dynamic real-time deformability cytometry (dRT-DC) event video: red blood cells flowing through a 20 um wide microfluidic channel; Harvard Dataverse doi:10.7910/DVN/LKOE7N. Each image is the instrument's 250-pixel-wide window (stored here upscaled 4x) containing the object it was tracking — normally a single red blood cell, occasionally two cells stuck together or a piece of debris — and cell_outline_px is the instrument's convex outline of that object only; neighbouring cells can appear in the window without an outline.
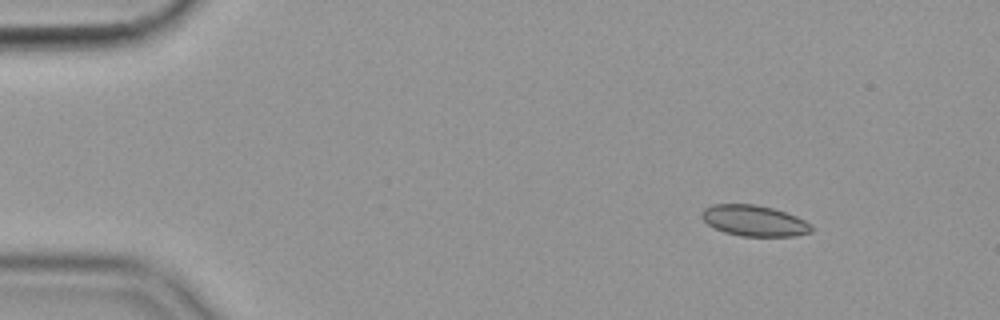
{"species": "common noctule bat (a hibernating species)", "species_latin": "Nyctalus noctula", "temperature_condition": "cold", "stored_images_in_passage": 50, "camera_frame_rate_fps": 3000, "um_per_image_px": 0.085, "animal": {"sex": "female", "body_mass_g": 19.9}, "frame": {"image": 1, "passage_image": 1, "time_ms": 0.0, "image_size_px": [1000, 320], "cell_outline_px": [[812, 232], [796, 236], [740, 236], [724, 232], [708, 224], [700, 216], [700, 212], [704, 208], [712, 204], [756, 204], [772, 208], [796, 216], [812, 224]], "centroid_in_image_um": [64.1, 18.76], "position_along_channel_um": 20.9, "area_um2": 19.83}}
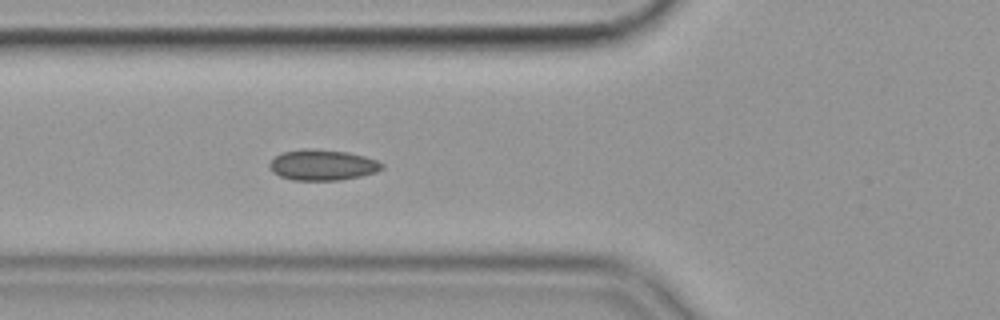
{"frame": {"image": 2, "passage_image": 15, "time_ms": 4.667, "image_size_px": [1000, 320], "cell_outline_px": [[384, 168], [376, 172], [360, 176], [340, 180], [292, 180], [280, 176], [272, 172], [268, 164], [276, 156], [284, 152], [304, 148], [308, 148], [348, 152], [364, 156], [376, 160], [384, 164]], "centroid_in_image_um": [27.42, 14.02], "position_along_channel_um": 98.4, "area_um2": 20.11}}
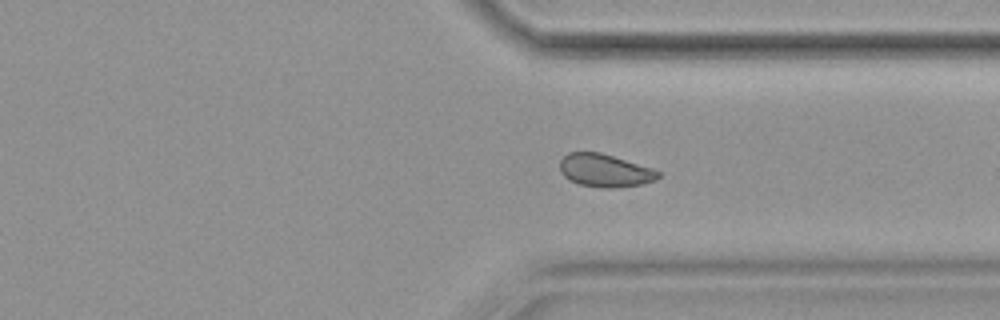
{"frame": {"image": 3, "passage_image": 37, "time_ms": 12.0, "image_size_px": [1000, 320], "cell_outline_px": [[660, 176], [656, 180], [640, 184], [612, 188], [600, 188], [580, 184], [568, 180], [560, 172], [560, 160], [568, 152], [600, 152], [652, 168], [660, 172]], "centroid_in_image_um": [51.39, 14.49], "position_along_channel_um": 360.0, "area_um2": 18.84}, "authors_computed_cell_mechanics": {"area_um2": 19.4497, "velocity_mm_per_s": 3.5589, "shape_relaxation_time_tau1_ms": null, "shape_relaxation_time_tau2_ms": 1.6205, "deformation_change_tau1": null, "deformation_change_tau2": 0.0534}}